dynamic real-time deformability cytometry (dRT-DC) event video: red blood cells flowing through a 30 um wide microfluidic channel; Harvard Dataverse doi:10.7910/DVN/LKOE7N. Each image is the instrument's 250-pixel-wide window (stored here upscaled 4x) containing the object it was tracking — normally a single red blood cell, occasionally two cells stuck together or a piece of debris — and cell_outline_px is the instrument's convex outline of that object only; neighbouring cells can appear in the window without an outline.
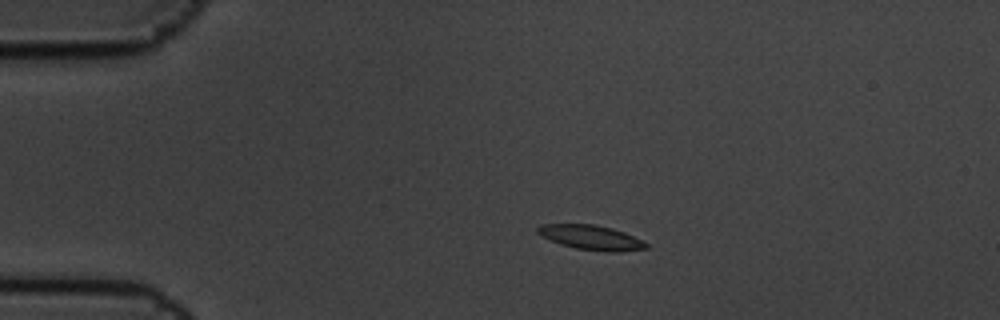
{"species": "common noctule bat (a hibernating species)", "species_latin": "Nyctalus noctula", "temperature_condition": "cold", "stored_images_in_passage": 5, "camera_frame_rate_fps": 3000, "um_per_image_px": 0.085, "animal": {"sex": "male", "body_mass_g": 19.5, "forearm_length_mm": 54.6}, "frame": {"image": 1, "passage_image": 4, "time_ms": 1.0, "image_size_px": [1000, 320], "cell_outline_px": [[648, 248], [616, 252], [612, 252], [576, 248], [560, 244], [536, 232], [536, 228], [540, 224], [596, 224], [612, 228], [624, 232], [648, 244]], "centroid_in_image_um": [50.23, 20.17], "position_along_channel_um": 34.8, "area_um2": 15.32}}